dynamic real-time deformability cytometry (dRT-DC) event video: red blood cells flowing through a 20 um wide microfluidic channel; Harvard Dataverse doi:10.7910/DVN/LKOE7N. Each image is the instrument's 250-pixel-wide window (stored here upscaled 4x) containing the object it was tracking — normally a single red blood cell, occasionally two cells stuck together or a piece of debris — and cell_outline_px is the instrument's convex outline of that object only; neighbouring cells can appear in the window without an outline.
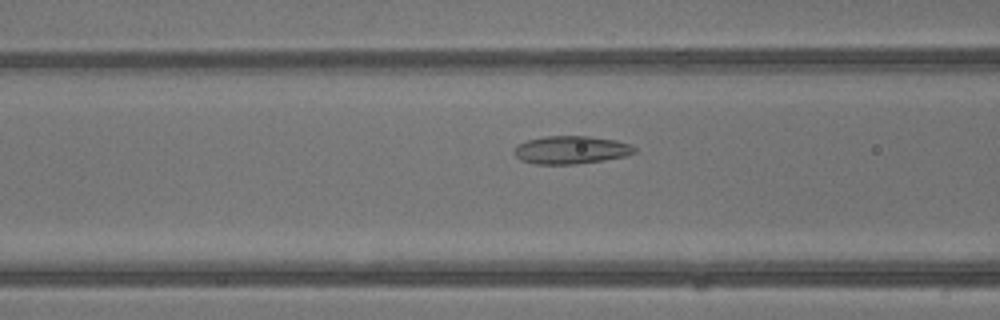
{"species": "common noctule bat (a hibernating species)", "species_latin": "Nyctalus noctula", "temperature_condition": "warm", "stored_images_in_passage": 42, "camera_frame_rate_fps": 3000, "um_per_image_px": 0.085, "animal": {"sex": "male", "body_mass_g": 13.3}, "frame": {"image": 1, "passage_image": 17, "time_ms": 5.333, "image_size_px": [1000, 320], "cell_outline_px": [[636, 152], [624, 156], [604, 160], [576, 164], [536, 164], [520, 160], [512, 152], [516, 144], [528, 140], [544, 136], [588, 136], [616, 140], [632, 144], [636, 148]], "centroid_in_image_um": [48.52, 12.74], "position_along_channel_um": 118.1, "area_um2": 19.77}}
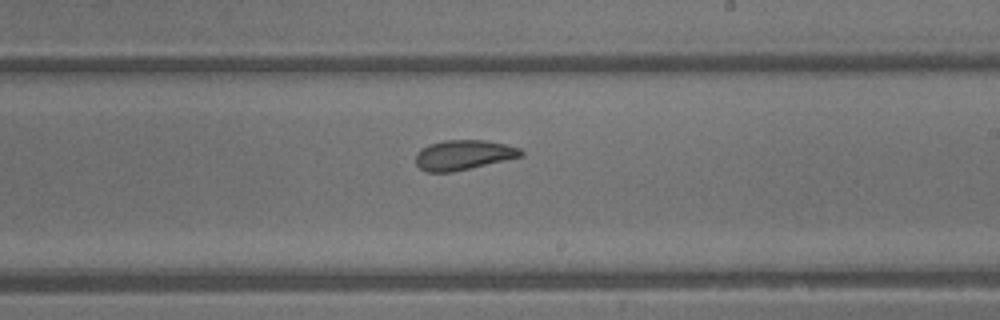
{"frame": {"image": 2, "passage_image": 25, "time_ms": 8.0, "image_size_px": [1000, 320], "cell_outline_px": [[524, 156], [452, 172], [424, 172], [416, 164], [416, 152], [420, 148], [428, 144], [444, 140], [484, 140], [504, 144], [520, 148], [524, 152]], "centroid_in_image_um": [39.37, 13.17], "position_along_channel_um": 249.6, "area_um2": 18.44}}
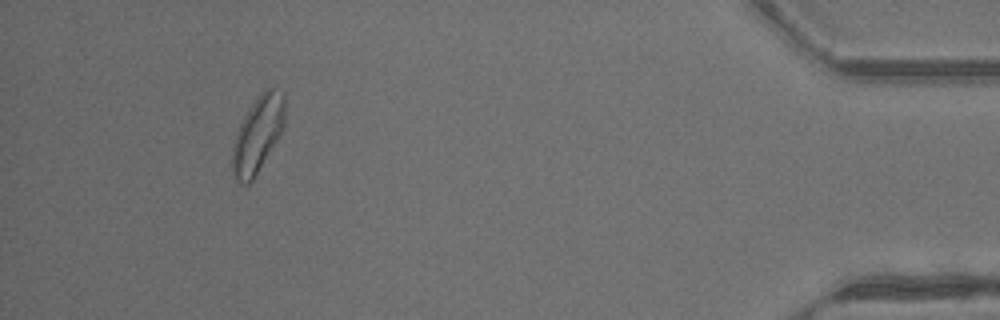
{"frame": {"image": 3, "passage_image": 39, "time_ms": 12.667, "image_size_px": [1000, 320], "cell_outline_px": [[284, 124], [276, 140], [252, 180], [248, 184], [240, 184], [236, 180], [232, 172], [232, 144], [236, 132], [248, 108], [264, 88], [272, 88], [284, 92]], "centroid_in_image_um": [21.87, 11.4], "position_along_channel_um": 413.3, "area_um2": 23.0}, "authors_computed_cell_mechanics": {"area_um2": 20.8369, "velocity_mm_per_s": 4.9338, "shape_relaxation_time_tau1_ms": 8.0164, "shape_relaxation_time_tau2_ms": 1.4906, "deformation_change_tau1": 0.1695, "deformation_change_tau2": 0.0779}}